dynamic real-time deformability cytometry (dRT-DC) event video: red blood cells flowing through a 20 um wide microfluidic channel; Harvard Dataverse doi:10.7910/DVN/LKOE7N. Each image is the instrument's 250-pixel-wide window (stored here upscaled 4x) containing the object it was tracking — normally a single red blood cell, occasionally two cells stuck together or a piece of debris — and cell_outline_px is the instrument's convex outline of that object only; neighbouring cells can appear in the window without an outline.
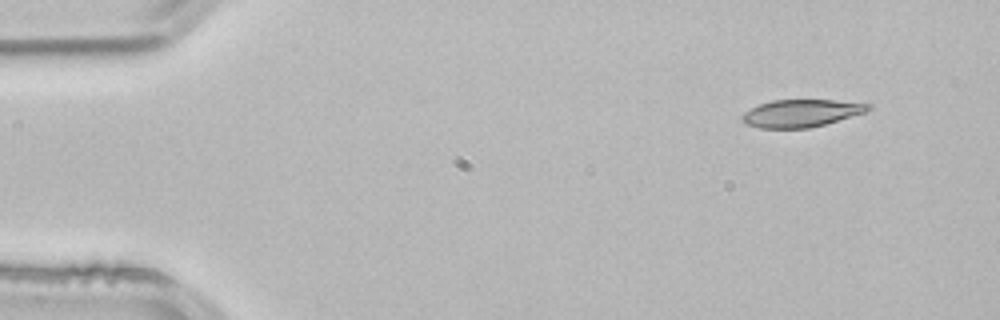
{"species": "common noctule bat (a hibernating species)", "species_latin": "Nyctalus noctula", "temperature_condition": "room temperature", "stored_images_in_passage": 3, "segment_of_instrument_passage": [2, 2], "camera_frame_rate_fps": 3000, "um_per_image_px": 0.085, "animal": {"sex": "male", "body_mass_g": 21.5, "forearm_length_mm": 52.0}, "frame": {"image": 1, "passage_image": 3, "time_ms": 0.667, "image_size_px": [1000, 320], "cell_outline_px": [[872, 108], [868, 112], [824, 124], [808, 128], [760, 128], [744, 124], [740, 120], [740, 116], [744, 112], [760, 104], [772, 100], [832, 100], [872, 104]], "centroid_in_image_um": [68.09, 9.62], "position_along_channel_um": 16.9, "area_um2": 20.29}}